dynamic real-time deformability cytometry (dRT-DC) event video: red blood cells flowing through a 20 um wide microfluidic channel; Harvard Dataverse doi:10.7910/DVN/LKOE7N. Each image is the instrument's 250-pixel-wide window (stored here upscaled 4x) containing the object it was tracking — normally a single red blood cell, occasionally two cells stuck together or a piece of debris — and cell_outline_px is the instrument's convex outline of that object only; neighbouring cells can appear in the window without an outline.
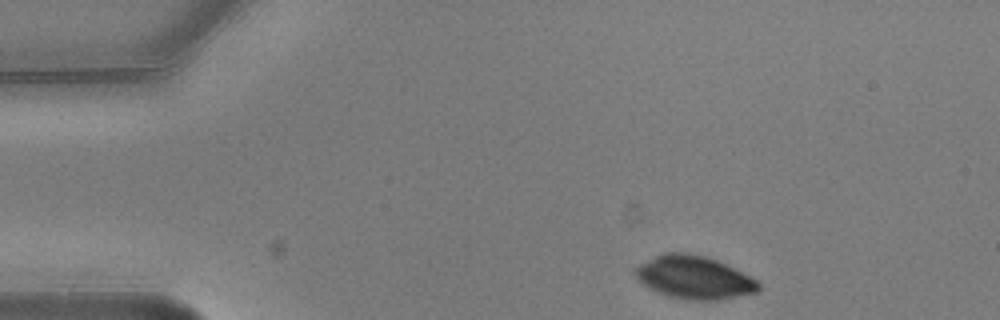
{"species": "common noctule bat (a hibernating species)", "species_latin": "Nyctalus noctula", "temperature_condition": "warm", "stored_images_in_passage": 3, "camera_frame_rate_fps": 3000, "um_per_image_px": 0.085, "animal": {"sex": "male", "body_mass_g": 20.5, "forearm_length_mm": 52.5}, "frame": {"image": 1, "passage_image": 1, "time_ms": 0.0, "image_size_px": [1000, 320], "cell_outline_px": [[760, 288], [756, 292], [720, 300], [680, 300], [668, 296], [648, 288], [636, 276], [636, 268], [640, 264], [664, 252], [684, 252], [704, 256], [716, 260], [756, 280], [760, 284]], "centroid_in_image_um": [58.99, 23.6], "position_along_channel_um": 26.0, "area_um2": 30.46}}